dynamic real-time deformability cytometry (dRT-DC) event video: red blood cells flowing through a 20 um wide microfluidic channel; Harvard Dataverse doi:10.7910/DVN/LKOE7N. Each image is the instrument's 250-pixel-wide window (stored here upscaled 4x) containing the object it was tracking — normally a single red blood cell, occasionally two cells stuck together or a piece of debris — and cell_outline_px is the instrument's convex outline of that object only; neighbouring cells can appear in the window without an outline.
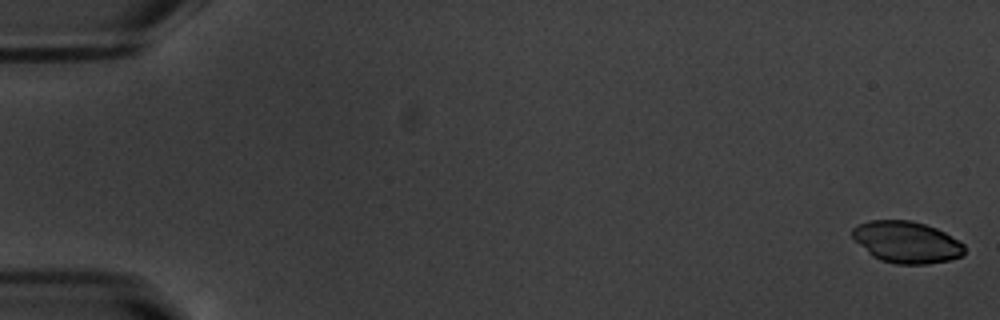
{"species": "common noctule bat (a hibernating species)", "species_latin": "Nyctalus noctula", "temperature_condition": "warm", "stored_images_in_passage": 54, "camera_frame_rate_fps": 3000, "um_per_image_px": 0.085, "animal": {"sex": "male", "body_mass_g": 20.1, "forearm_length_mm": 53.5}, "frame": {"image": 1, "passage_image": 1, "time_ms": 0.0, "image_size_px": [1000, 320], "cell_outline_px": [[964, 256], [948, 260], [928, 264], [896, 264], [880, 260], [872, 256], [852, 236], [852, 228], [860, 224], [872, 220], [912, 220], [936, 228], [944, 232], [964, 244]], "centroid_in_image_um": [77.08, 20.58], "position_along_channel_um": 7.9, "area_um2": 27.05}}
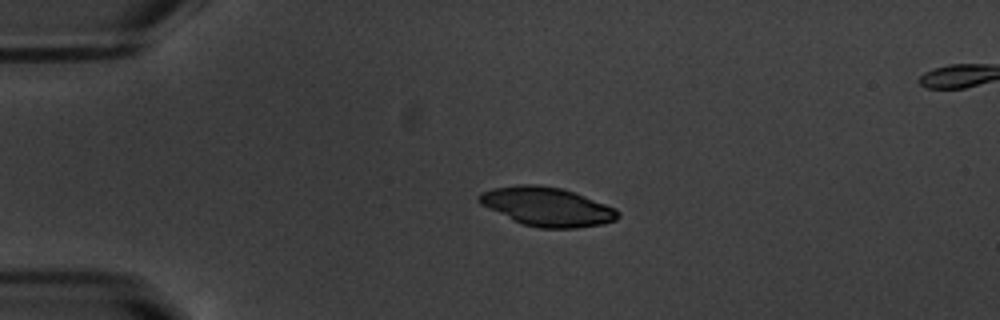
{"frame": {"image": 2, "passage_image": 13, "time_ms": 4.0, "image_size_px": [1000, 320], "cell_outline_px": [[620, 216], [616, 220], [604, 224], [576, 228], [540, 228], [524, 224], [512, 220], [480, 204], [476, 200], [476, 196], [480, 192], [492, 188], [520, 184], [536, 184], [564, 188], [616, 208], [620, 212]], "centroid_in_image_um": [46.49, 17.56], "position_along_channel_um": 38.5, "area_um2": 31.73}}